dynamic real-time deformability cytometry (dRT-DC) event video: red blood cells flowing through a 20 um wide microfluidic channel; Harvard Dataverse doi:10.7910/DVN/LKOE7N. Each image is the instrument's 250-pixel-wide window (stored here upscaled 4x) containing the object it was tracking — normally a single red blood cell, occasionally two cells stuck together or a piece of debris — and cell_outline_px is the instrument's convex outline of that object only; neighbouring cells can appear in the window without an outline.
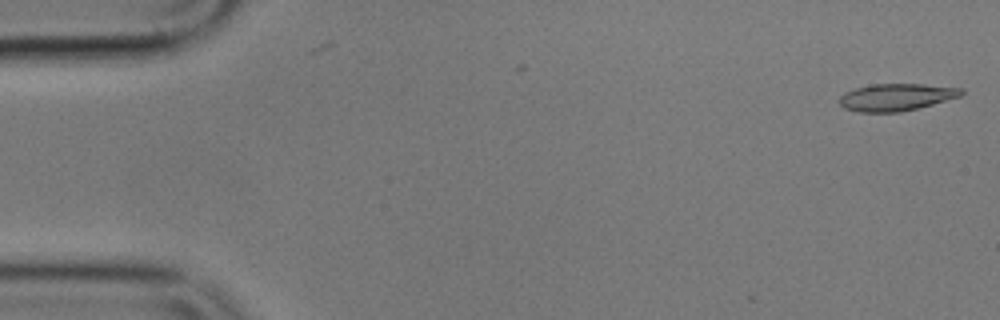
{"species": "common noctule bat (a hibernating species)", "species_latin": "Nyctalus noctula", "temperature_condition": "cold", "stored_images_in_passage": 3, "camera_frame_rate_fps": 3000, "um_per_image_px": 0.085, "animal": {"sex": "male", "body_mass_g": 17.9}, "frame": {"image": 1, "passage_image": 3, "time_ms": 0.667, "image_size_px": [1000, 320], "cell_outline_px": [[964, 92], [960, 96], [932, 104], [900, 112], [860, 112], [844, 108], [840, 104], [840, 96], [844, 92], [856, 88], [872, 84], [924, 84], [964, 88]], "centroid_in_image_um": [76.18, 8.25], "position_along_channel_um": 8.8, "area_um2": 19.19}}